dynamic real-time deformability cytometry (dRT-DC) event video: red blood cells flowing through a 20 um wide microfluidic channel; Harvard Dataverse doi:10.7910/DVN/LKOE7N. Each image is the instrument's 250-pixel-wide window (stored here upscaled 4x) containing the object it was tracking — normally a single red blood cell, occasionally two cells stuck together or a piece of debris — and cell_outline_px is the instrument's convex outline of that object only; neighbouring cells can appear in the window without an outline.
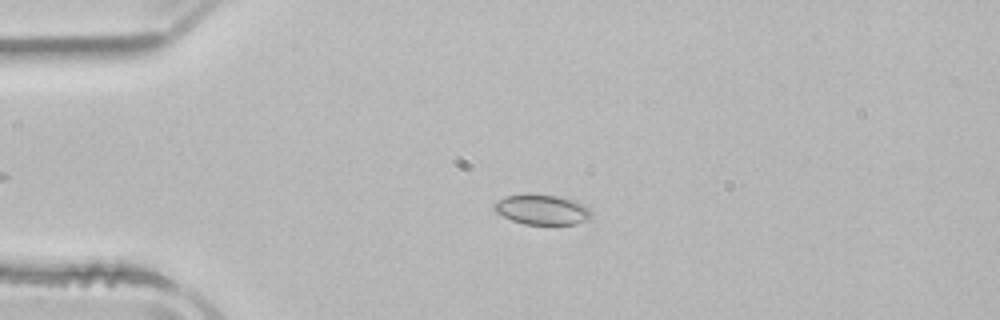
{"species": "common noctule bat (a hibernating species)", "species_latin": "Nyctalus noctula", "temperature_condition": "room temperature", "stored_images_in_passage": 53, "camera_frame_rate_fps": 3000, "um_per_image_px": 0.085, "animal": {"sex": "male", "body_mass_g": 21.5, "forearm_length_mm": 52.0}, "frame": {"image": 1, "passage_image": 13, "time_ms": 4.0, "image_size_px": [1000, 320], "cell_outline_px": [[592, 212], [588, 220], [576, 224], [524, 224], [512, 220], [496, 212], [492, 208], [492, 204], [508, 196], [560, 196], [576, 200], [584, 204]], "centroid_in_image_um": [46.12, 17.84], "position_along_channel_um": 38.9, "area_um2": 16.59}}
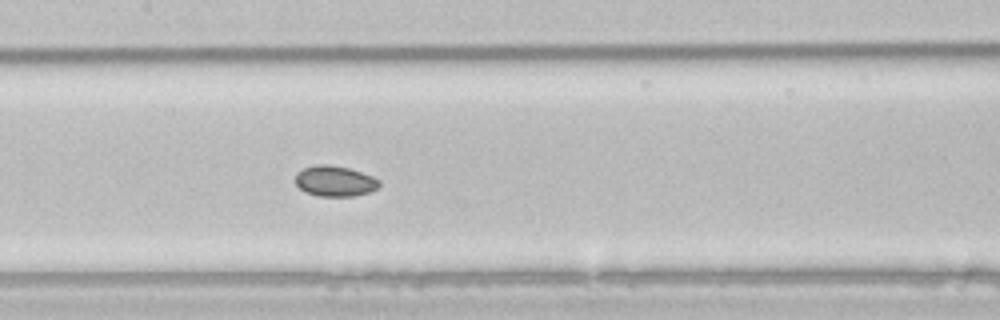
{"frame": {"image": 2, "passage_image": 26, "time_ms": 8.333, "image_size_px": [1000, 320], "cell_outline_px": [[380, 184], [376, 188], [368, 192], [352, 196], [316, 196], [304, 192], [296, 184], [296, 172], [304, 168], [316, 164], [328, 164], [348, 168], [372, 176], [380, 180]], "centroid_in_image_um": [28.43, 15.39], "position_along_channel_um": 179.0, "area_um2": 14.91}}
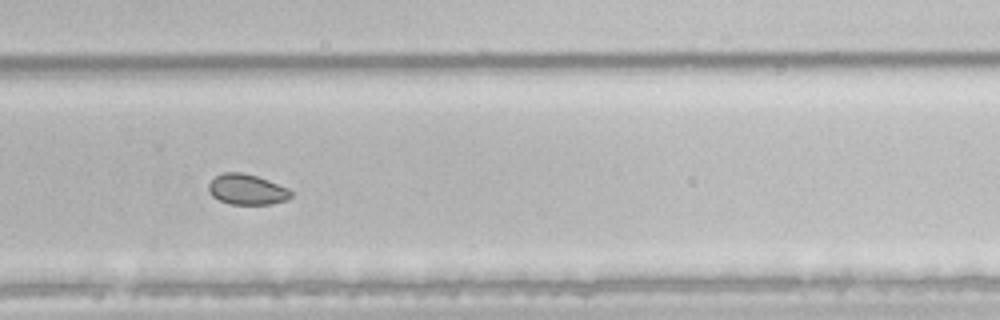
{"frame": {"image": 3, "passage_image": 36, "time_ms": 11.667, "image_size_px": [1000, 320], "cell_outline_px": [[292, 196], [288, 200], [272, 204], [232, 204], [220, 200], [212, 196], [208, 188], [208, 184], [216, 176], [224, 172], [240, 172], [256, 176], [268, 180], [288, 188], [292, 192]], "centroid_in_image_um": [21.01, 16.11], "position_along_channel_um": 308.8, "area_um2": 14.57}, "authors_computed_cell_mechanics": {"area_um2": 16.5886, "velocity_mm_per_s": 3.9188, "shape_relaxation_time_tau1_ms": null, "shape_relaxation_time_tau2_ms": 3.0132, "deformation_change_tau1": null, "deformation_change_tau2": 0.051}}